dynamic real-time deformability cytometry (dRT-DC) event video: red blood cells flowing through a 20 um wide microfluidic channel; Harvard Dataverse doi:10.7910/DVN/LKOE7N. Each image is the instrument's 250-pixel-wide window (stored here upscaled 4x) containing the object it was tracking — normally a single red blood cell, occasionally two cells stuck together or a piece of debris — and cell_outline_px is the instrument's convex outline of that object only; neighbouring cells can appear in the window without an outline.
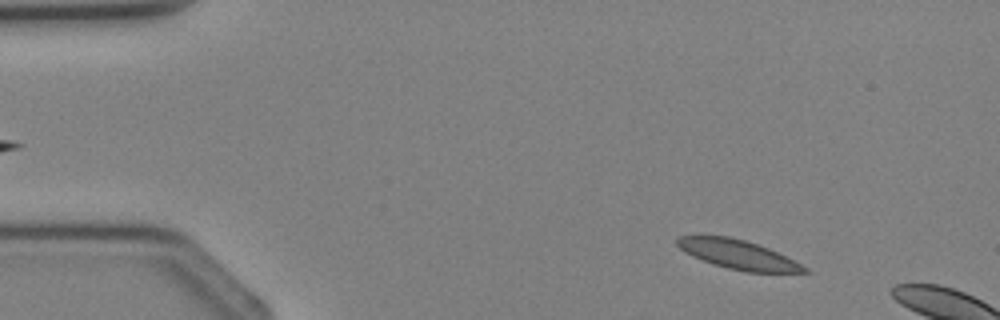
{"species": "Egyptian fruit bat (a non-hibernating species)", "species_latin": "Rousettus aegyptiacus", "temperature_condition": "cold", "stored_images_in_passage": 3, "segment_of_instrument_passage": [2, 2], "camera_frame_rate_fps": 3000, "um_per_image_px": 0.085, "animal": {"sex": "female"}, "frame": {"image": 1, "passage_image": 3, "time_ms": 3.0, "image_size_px": [1000, 320], "cell_outline_px": [[812, 272], [744, 272], [712, 264], [692, 256], [684, 252], [676, 244], [676, 240], [680, 236], [728, 236], [744, 240], [768, 248], [808, 268]], "centroid_in_image_um": [62.7, 21.64], "position_along_channel_um": 22.3, "area_um2": 21.27}}